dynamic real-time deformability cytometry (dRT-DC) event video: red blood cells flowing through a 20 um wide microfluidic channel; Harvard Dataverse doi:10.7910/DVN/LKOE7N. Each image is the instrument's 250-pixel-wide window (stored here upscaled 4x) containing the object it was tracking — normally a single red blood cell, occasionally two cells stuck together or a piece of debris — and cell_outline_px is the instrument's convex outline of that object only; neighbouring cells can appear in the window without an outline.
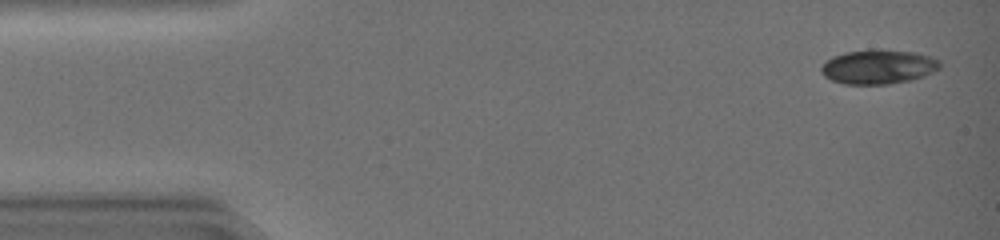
{"species": "common noctule bat (a hibernating species)", "species_latin": "Nyctalus noctula", "temperature_condition": "warm", "stored_images_in_passage": 43, "camera_frame_rate_fps": 3000, "um_per_image_px": 0.085, "animal": {"sex": "female", "body_mass_g": 19.0, "forearm_length_mm": 51.5}, "frame": {"image": 1, "passage_image": 2, "time_ms": 0.333, "image_size_px": [1000, 240], "cell_outline_px": [[940, 68], [924, 76], [912, 80], [888, 84], [844, 84], [832, 80], [824, 76], [820, 72], [820, 68], [832, 56], [844, 52], [868, 48], [916, 52], [940, 60]], "centroid_in_image_um": [74.64, 5.66], "position_along_channel_um": 10.4, "area_um2": 23.99}}
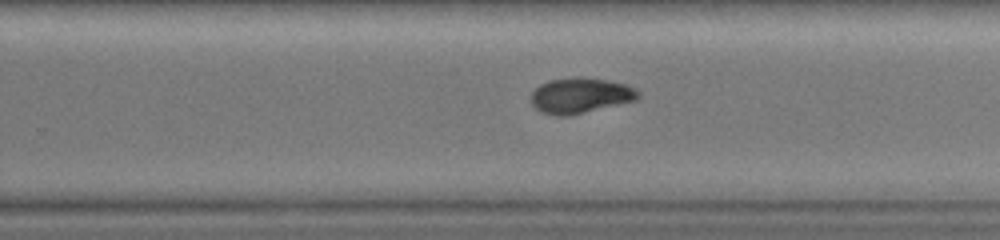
{"frame": {"image": 2, "passage_image": 28, "time_ms": 9.0, "image_size_px": [1000, 240], "cell_outline_px": [[640, 96], [636, 100], [568, 116], [556, 116], [540, 112], [532, 104], [532, 92], [540, 84], [552, 80], [580, 76], [608, 80], [628, 84], [636, 88], [640, 92]], "centroid_in_image_um": [49.36, 8.11], "position_along_channel_um": 280.4, "area_um2": 22.2}}
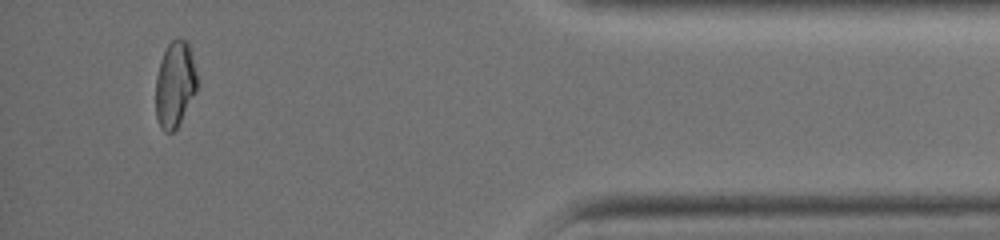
{"frame": {"image": 3, "passage_image": 40, "time_ms": 13.0, "image_size_px": [1000, 240], "cell_outline_px": [[200, 84], [196, 92], [176, 128], [172, 132], [164, 132], [160, 128], [156, 116], [156, 76], [160, 60], [168, 44], [176, 36], [184, 40], [188, 44], [200, 80]], "centroid_in_image_um": [14.89, 7.15], "position_along_channel_um": 420.3, "area_um2": 21.04}, "authors_computed_cell_mechanics": {"area_um2": 23.0044, "velocity_mm_per_s": 4.4715, "shape_relaxation_time_tau1_ms": 4.6725, "shape_relaxation_time_tau2_ms": 2.1834, "deformation_change_tau1": 0.1748, "deformation_change_tau2": 0.0389}}